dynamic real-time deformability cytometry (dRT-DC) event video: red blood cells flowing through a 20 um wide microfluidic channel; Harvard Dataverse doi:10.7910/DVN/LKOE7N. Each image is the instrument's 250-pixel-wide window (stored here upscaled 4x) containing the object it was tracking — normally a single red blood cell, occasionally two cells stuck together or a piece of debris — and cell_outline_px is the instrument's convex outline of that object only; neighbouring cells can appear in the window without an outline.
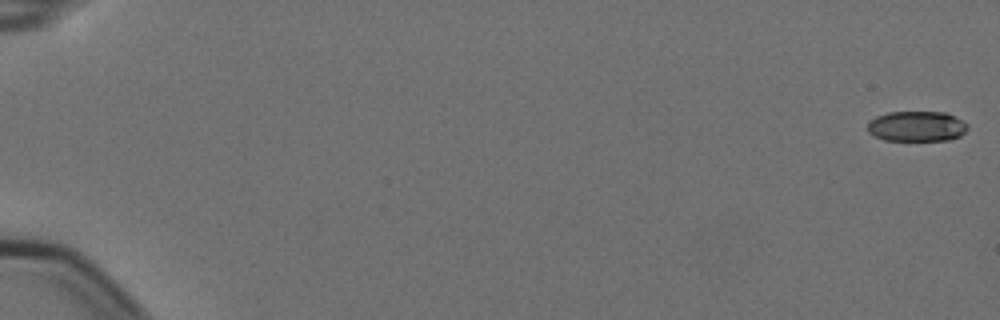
{"species": "Egyptian fruit bat (a non-hibernating species)", "species_latin": "Rousettus aegyptiacus", "temperature_condition": "cold", "stored_images_in_passage": 10, "camera_frame_rate_fps": 3000, "um_per_image_px": 0.085, "animal": {"sex": "female"}, "frame": {"image": 1, "passage_image": 1, "time_ms": 0.0, "image_size_px": [1000, 320], "cell_outline_px": [[968, 128], [960, 136], [948, 140], [884, 140], [868, 132], [868, 124], [876, 116], [888, 112], [948, 112], [956, 116], [968, 124]], "centroid_in_image_um": [77.96, 10.72], "position_along_channel_um": 7.0, "area_um2": 17.69}}
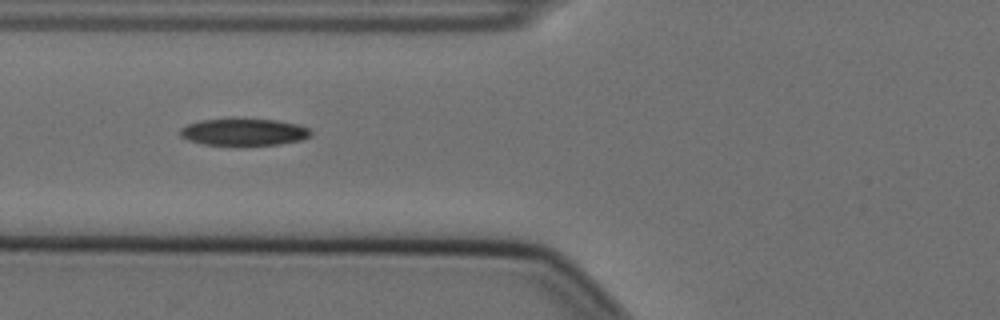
{"frame": {"image": 2, "passage_image": 7, "time_ms": 2.0, "image_size_px": [1000, 320], "cell_outline_px": [[312, 132], [308, 136], [300, 140], [280, 144], [204, 144], [188, 140], [180, 136], [180, 128], [188, 124], [200, 120], [276, 120], [296, 124], [308, 128]], "centroid_in_image_um": [20.7, 11.22], "position_along_channel_um": 105.1, "area_um2": 19.77}}
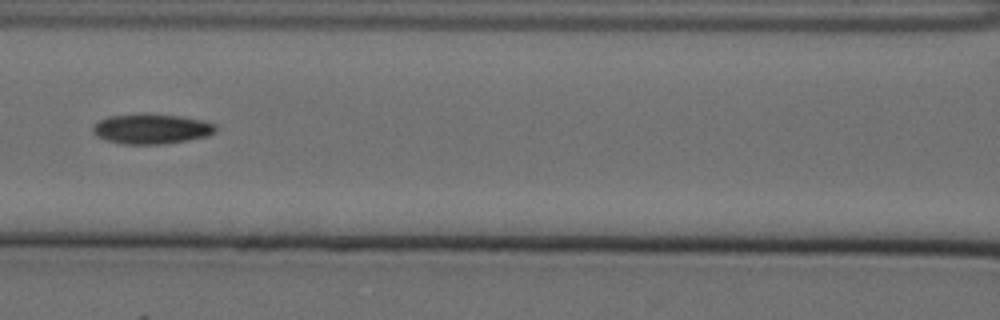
{"frame": {"image": 3, "passage_image": 8, "time_ms": 2.333, "image_size_px": [1000, 320], "cell_outline_px": [[216, 132], [208, 136], [160, 144], [124, 144], [108, 140], [96, 136], [92, 132], [92, 128], [100, 120], [108, 116], [144, 112], [180, 116], [204, 120], [216, 124]], "centroid_in_image_um": [12.88, 10.92], "position_along_channel_um": 153.7, "area_um2": 21.68}}